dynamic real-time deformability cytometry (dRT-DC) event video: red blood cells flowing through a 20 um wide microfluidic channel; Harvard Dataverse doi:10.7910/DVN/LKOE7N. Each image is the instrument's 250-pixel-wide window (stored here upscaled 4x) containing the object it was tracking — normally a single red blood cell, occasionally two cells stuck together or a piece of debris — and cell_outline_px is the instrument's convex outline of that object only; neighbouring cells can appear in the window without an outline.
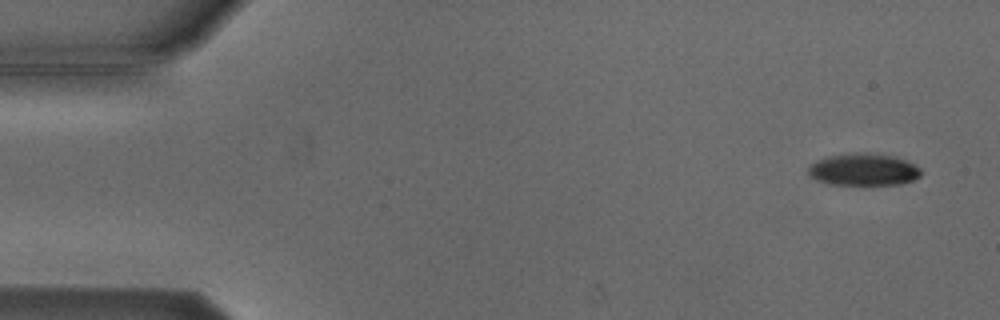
{"species": "Egyptian fruit bat (a non-hibernating species)", "species_latin": "Rousettus aegyptiacus", "temperature_condition": "cold", "stored_images_in_passage": 4, "camera_frame_rate_fps": 3000, "um_per_image_px": 0.085, "animal": {"sex": "male"}, "frame": {"image": 1, "passage_image": 1, "time_ms": 0.0, "image_size_px": [1000, 320], "cell_outline_px": [[924, 172], [920, 176], [912, 180], [900, 184], [828, 184], [816, 180], [808, 172], [808, 168], [816, 160], [828, 156], [864, 152], [896, 156], [920, 168]], "centroid_in_image_um": [73.41, 14.41], "position_along_channel_um": 11.6, "area_um2": 20.92}}
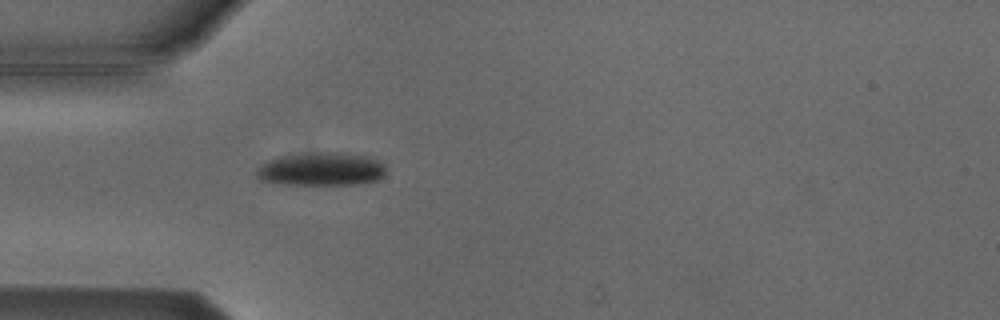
{"frame": {"image": 2, "passage_image": 4, "time_ms": 4.333, "image_size_px": [1000, 320], "cell_outline_px": [[384, 176], [376, 180], [356, 184], [280, 184], [260, 180], [256, 176], [256, 168], [268, 160], [276, 156], [312, 152], [340, 152], [368, 156], [380, 160], [384, 164]], "centroid_in_image_um": [27.28, 14.36], "position_along_channel_um": 57.7, "area_um2": 25.37}}